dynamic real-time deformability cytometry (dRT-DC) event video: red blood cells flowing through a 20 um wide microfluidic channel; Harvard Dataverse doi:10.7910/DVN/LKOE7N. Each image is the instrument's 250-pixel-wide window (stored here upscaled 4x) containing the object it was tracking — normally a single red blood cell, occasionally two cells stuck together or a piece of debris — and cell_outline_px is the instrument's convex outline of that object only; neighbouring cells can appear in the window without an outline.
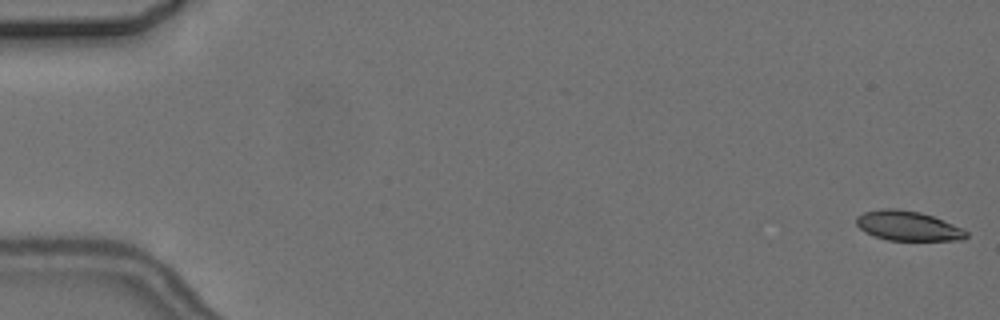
{"species": "common noctule bat (a hibernating species)", "species_latin": "Nyctalus noctula", "temperature_condition": "cold", "stored_images_in_passage": 15, "camera_frame_rate_fps": 3000, "um_per_image_px": 0.085, "animal": {"sex": "female", "body_mass_g": 24.6, "forearm_length_mm": 56.2}, "frame": {"image": 1, "passage_image": 1, "time_ms": 0.0, "image_size_px": [1000, 320], "cell_outline_px": [[968, 236], [964, 240], [888, 240], [864, 232], [856, 224], [856, 216], [864, 212], [884, 208], [896, 208], [920, 212], [932, 216], [964, 228], [968, 232]], "centroid_in_image_um": [77.19, 19.19], "position_along_channel_um": 7.8, "area_um2": 19.07}}
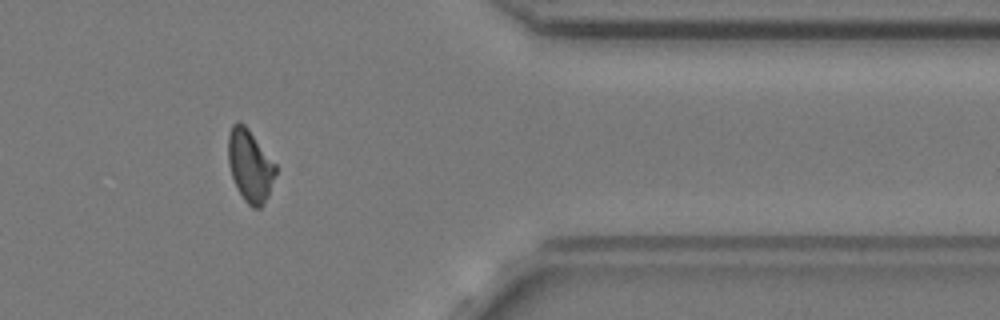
{"frame": {"image": 2, "passage_image": 13, "time_ms": 15.333, "image_size_px": [1000, 320], "cell_outline_px": [[276, 172], [268, 196], [264, 204], [260, 208], [252, 208], [244, 200], [236, 188], [228, 164], [228, 132], [232, 124], [236, 120], [240, 120], [248, 128], [276, 164]], "centroid_in_image_um": [21.23, 14.06], "position_along_channel_um": 390.2, "area_um2": 20.17}, "authors_computed_cell_mechanics": {"area_um2": 20.4034, "velocity_mm_per_s": 3.6436, "shape_relaxation_time_tau1_ms": null, "shape_relaxation_time_tau2_ms": 4.1007, "deformation_change_tau1": null, "deformation_change_tau2": 0.0961}}